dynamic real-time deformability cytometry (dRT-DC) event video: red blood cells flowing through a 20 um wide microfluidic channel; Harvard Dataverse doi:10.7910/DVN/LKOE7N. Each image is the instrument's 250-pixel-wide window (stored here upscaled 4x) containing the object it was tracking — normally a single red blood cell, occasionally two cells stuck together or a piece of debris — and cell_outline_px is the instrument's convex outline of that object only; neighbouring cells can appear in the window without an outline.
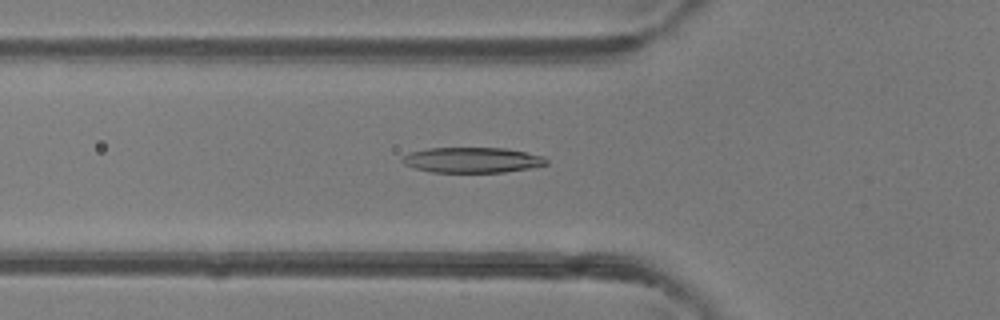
{"species": "common noctule bat (a hibernating species)", "species_latin": "Nyctalus noctula", "temperature_condition": "room temperature", "stored_images_in_passage": 34, "camera_frame_rate_fps": 3000, "um_per_image_px": 0.085, "animal": {"sex": "female"}, "frame": {"image": 1, "passage_image": 3, "time_ms": 0.667, "image_size_px": [1000, 320], "cell_outline_px": [[548, 164], [528, 168], [504, 172], [432, 172], [416, 168], [404, 164], [400, 160], [408, 152], [428, 148], [504, 148], [544, 156], [548, 160]], "centroid_in_image_um": [40.12, 13.6], "position_along_channel_um": 85.7, "area_um2": 21.21}}
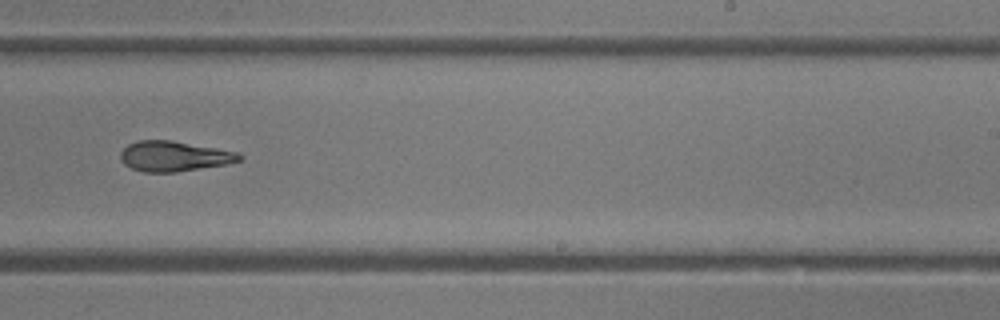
{"frame": {"image": 2, "passage_image": 16, "time_ms": 5.0, "image_size_px": [1000, 320], "cell_outline_px": [[244, 156], [240, 160], [224, 164], [176, 172], [144, 172], [132, 168], [124, 164], [120, 160], [120, 152], [128, 144], [136, 140], [172, 140], [240, 152]], "centroid_in_image_um": [14.78, 13.26], "position_along_channel_um": 274.2, "area_um2": 20.98}}
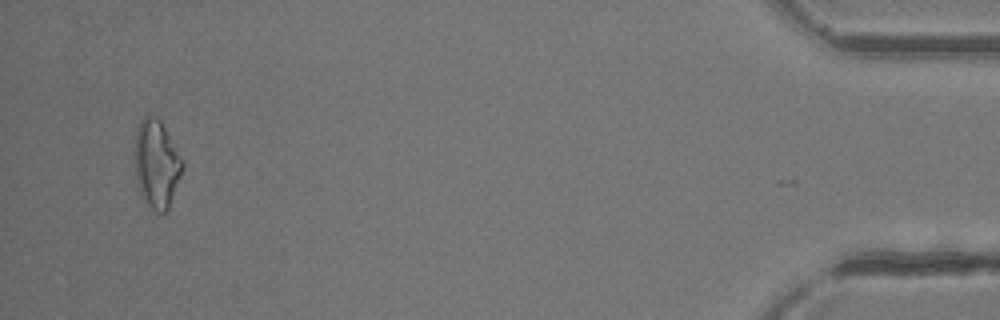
{"frame": {"image": 3, "passage_image": 32, "time_ms": 10.333, "image_size_px": [1000, 320], "cell_outline_px": [[184, 168], [168, 208], [164, 212], [156, 212], [148, 204], [140, 192], [136, 180], [132, 152], [136, 128], [140, 120], [144, 116], [156, 116], [160, 120], [184, 160]], "centroid_in_image_um": [13.27, 13.88], "position_along_channel_um": 421.9, "area_um2": 24.91}, "authors_computed_cell_mechanics": {"area_um2": 21.5305, "velocity_mm_per_s": 4.3329, "shape_relaxation_time_tau1_ms": 4.909, "shape_relaxation_time_tau2_ms": 3.8559, "deformation_change_tau1": 0.1734, "deformation_change_tau2": 0.1514}}